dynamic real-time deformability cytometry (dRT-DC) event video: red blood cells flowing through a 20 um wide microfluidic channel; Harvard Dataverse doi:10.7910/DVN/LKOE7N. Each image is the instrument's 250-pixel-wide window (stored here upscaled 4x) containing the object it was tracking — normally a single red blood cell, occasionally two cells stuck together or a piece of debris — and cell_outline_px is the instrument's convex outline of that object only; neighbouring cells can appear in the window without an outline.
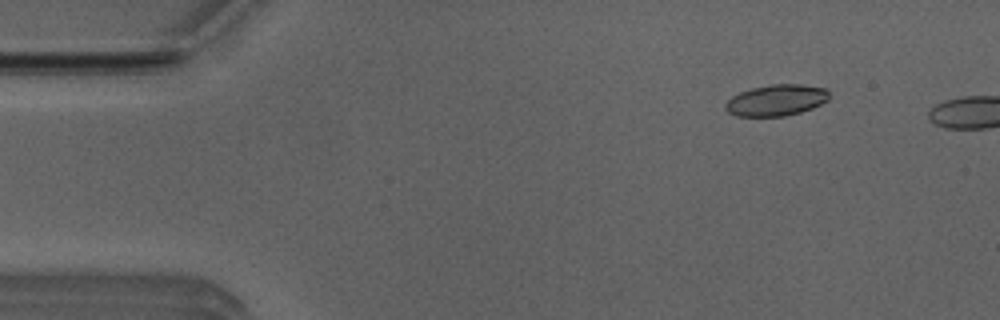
{"species": "Egyptian fruit bat (a non-hibernating species)", "species_latin": "Rousettus aegyptiacus", "temperature_condition": "room temperature", "stored_images_in_passage": 7, "camera_frame_rate_fps": 3000, "um_per_image_px": 0.085, "animal": {"sex": "male"}, "frame": {"image": 1, "passage_image": 2, "time_ms": 0.333, "image_size_px": [1000, 320], "cell_outline_px": [[828, 100], [812, 108], [800, 112], [784, 116], [736, 116], [728, 112], [724, 108], [724, 104], [732, 96], [740, 92], [752, 88], [772, 84], [800, 84], [824, 88], [828, 92]], "centroid_in_image_um": [65.95, 8.52], "position_along_channel_um": 19.1, "area_um2": 18.79}}